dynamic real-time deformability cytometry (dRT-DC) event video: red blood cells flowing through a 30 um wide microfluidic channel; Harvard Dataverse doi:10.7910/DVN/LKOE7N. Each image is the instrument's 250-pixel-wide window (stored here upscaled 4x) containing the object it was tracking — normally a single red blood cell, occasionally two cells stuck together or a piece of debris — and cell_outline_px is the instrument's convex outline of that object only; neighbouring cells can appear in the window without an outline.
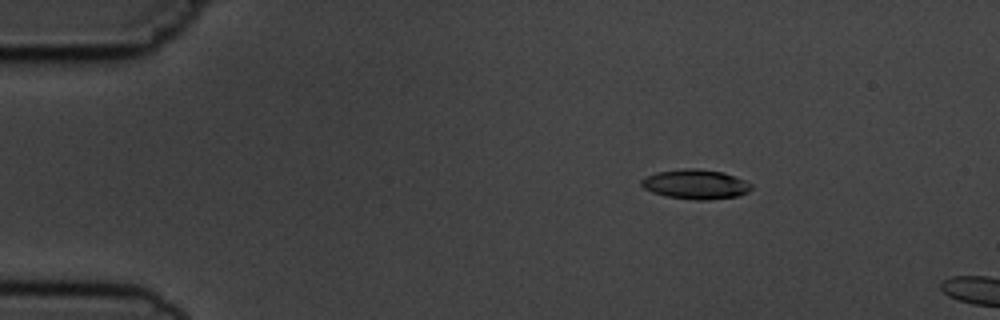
{"species": "common noctule bat (a hibernating species)", "species_latin": "Nyctalus noctula", "temperature_condition": "cold", "stored_images_in_passage": 3, "camera_frame_rate_fps": 3000, "um_per_image_px": 0.085, "animal": {"sex": "male", "body_mass_g": 19.5, "forearm_length_mm": 54.6}, "frame": {"image": 1, "passage_image": 2, "time_ms": 2.333, "image_size_px": [1000, 320], "cell_outline_px": [[752, 188], [748, 192], [740, 196], [708, 200], [692, 200], [664, 196], [652, 192], [644, 188], [640, 184], [640, 180], [656, 172], [684, 168], [696, 168], [724, 172], [744, 180], [752, 184]], "centroid_in_image_um": [59.13, 15.67], "position_along_channel_um": 25.9, "area_um2": 19.19}}